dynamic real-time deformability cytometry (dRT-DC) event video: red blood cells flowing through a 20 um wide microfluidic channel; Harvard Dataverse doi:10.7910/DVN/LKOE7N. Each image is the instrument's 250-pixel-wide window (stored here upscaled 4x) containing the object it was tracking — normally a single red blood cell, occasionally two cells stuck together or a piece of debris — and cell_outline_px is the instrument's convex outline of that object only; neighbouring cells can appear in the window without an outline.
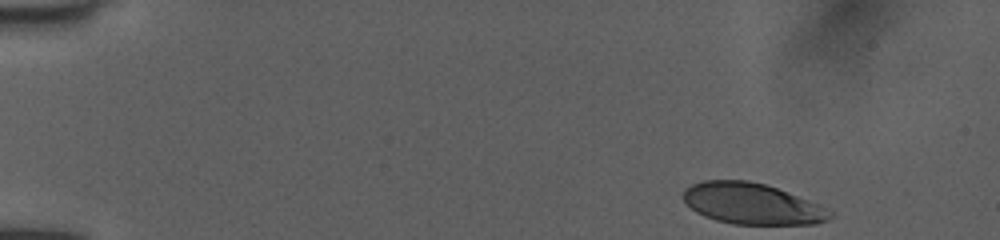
{"species": "human", "species_latin": "Homo sapiens", "temperature_condition": "room temperature", "stored_images_in_passage": 46, "camera_frame_rate_fps": 3000, "um_per_image_px": 0.085, "donor": {"sex": "female"}, "frame": {"image": 1, "passage_image": 1, "time_ms": 0.0, "image_size_px": [1000, 240], "cell_outline_px": [[832, 216], [828, 220], [816, 224], [732, 224], [716, 220], [704, 216], [696, 212], [684, 200], [684, 188], [692, 184], [704, 180], [748, 180], [764, 184], [776, 188], [820, 204], [832, 212]], "centroid_in_image_um": [63.92, 17.32], "position_along_channel_um": 21.1, "area_um2": 35.03}}
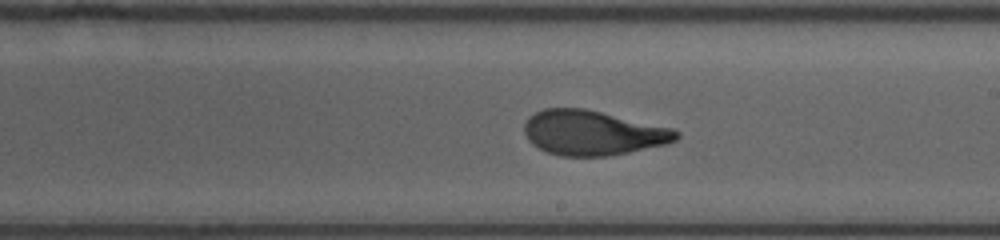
{"frame": {"image": 2, "passage_image": 26, "time_ms": 8.333, "image_size_px": [1000, 240], "cell_outline_px": [[680, 136], [676, 140], [668, 144], [608, 156], [560, 156], [548, 152], [532, 144], [528, 140], [524, 132], [524, 124], [528, 116], [544, 108], [584, 108], [672, 128], [680, 132]], "centroid_in_image_um": [50.38, 11.29], "position_along_channel_um": 238.6, "area_um2": 39.65}}
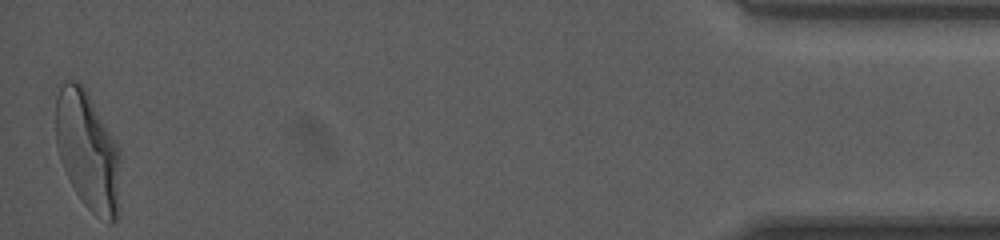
{"frame": {"image": 3, "passage_image": 46, "time_ms": 15.0, "image_size_px": [1000, 240], "cell_outline_px": [[120, 208], [116, 220], [112, 224], [108, 224], [96, 216], [84, 204], [76, 192], [60, 160], [56, 144], [56, 96], [64, 80], [76, 80], [88, 92], [120, 148]], "centroid_in_image_um": [7.5, 12.86], "position_along_channel_um": 427.7, "area_um2": 45.32}, "authors_computed_cell_mechanics": {"area_um2": 39.6797, "velocity_mm_per_s": 4.0278, "shape_relaxation_time_tau1_ms": 3.9147, "shape_relaxation_time_tau2_ms": 0.7275, "deformation_change_tau1": 0.1722, "deformation_change_tau2": 0.0727}}